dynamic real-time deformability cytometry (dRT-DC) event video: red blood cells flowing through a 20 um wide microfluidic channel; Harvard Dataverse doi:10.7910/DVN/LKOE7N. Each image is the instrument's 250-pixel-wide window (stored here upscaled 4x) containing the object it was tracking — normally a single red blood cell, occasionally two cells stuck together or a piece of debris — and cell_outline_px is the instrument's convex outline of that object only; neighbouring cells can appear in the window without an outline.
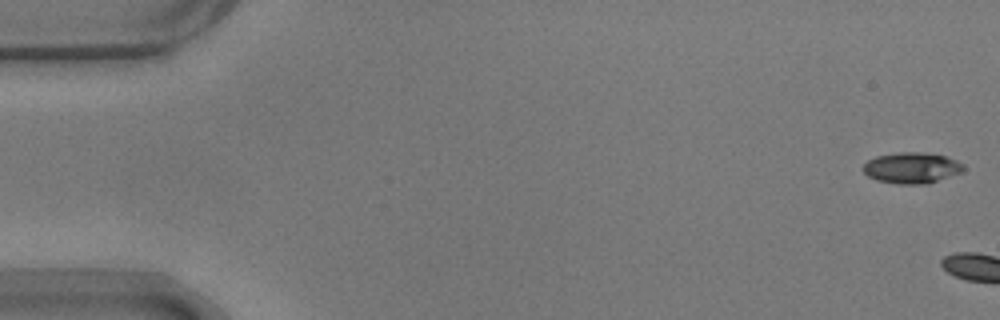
{"species": "common noctule bat (a hibernating species)", "species_latin": "Nyctalus noctula", "temperature_condition": "warm", "stored_images_in_passage": 4, "camera_frame_rate_fps": 3000, "um_per_image_px": 0.085, "animal": {"sex": "male", "body_mass_g": 17.9}, "frame": {"image": 1, "passage_image": 1, "time_ms": 0.0, "image_size_px": [1000, 320], "cell_outline_px": [[964, 168], [960, 172], [928, 184], [900, 184], [876, 180], [868, 176], [864, 172], [864, 164], [868, 160], [876, 156], [900, 152], [924, 152], [944, 156], [956, 160], [964, 164]], "centroid_in_image_um": [77.49, 14.27], "position_along_channel_um": 7.5, "area_um2": 17.98}}